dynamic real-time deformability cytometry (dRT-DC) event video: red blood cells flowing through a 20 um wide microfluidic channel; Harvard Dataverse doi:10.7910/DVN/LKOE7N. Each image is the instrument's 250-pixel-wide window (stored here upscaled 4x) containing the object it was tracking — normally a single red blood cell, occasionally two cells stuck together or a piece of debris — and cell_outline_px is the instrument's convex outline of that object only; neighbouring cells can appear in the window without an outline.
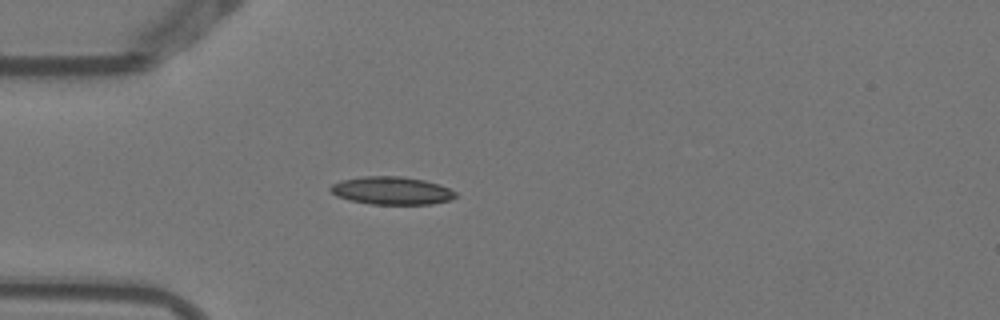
{"species": "Egyptian fruit bat (a non-hibernating species)", "species_latin": "Rousettus aegyptiacus", "temperature_condition": "warm", "stored_images_in_passage": 5, "camera_frame_rate_fps": 3000, "um_per_image_px": 0.085, "animal": {"sex": "female"}, "frame": {"image": 1, "passage_image": 5, "time_ms": 1.333, "image_size_px": [1000, 320], "cell_outline_px": [[456, 196], [448, 200], [432, 204], [372, 204], [348, 200], [336, 196], [328, 188], [332, 184], [340, 180], [364, 176], [404, 176], [424, 180], [440, 184], [456, 192]], "centroid_in_image_um": [33.26, 16.19], "position_along_channel_um": 51.7, "area_um2": 20.4}}